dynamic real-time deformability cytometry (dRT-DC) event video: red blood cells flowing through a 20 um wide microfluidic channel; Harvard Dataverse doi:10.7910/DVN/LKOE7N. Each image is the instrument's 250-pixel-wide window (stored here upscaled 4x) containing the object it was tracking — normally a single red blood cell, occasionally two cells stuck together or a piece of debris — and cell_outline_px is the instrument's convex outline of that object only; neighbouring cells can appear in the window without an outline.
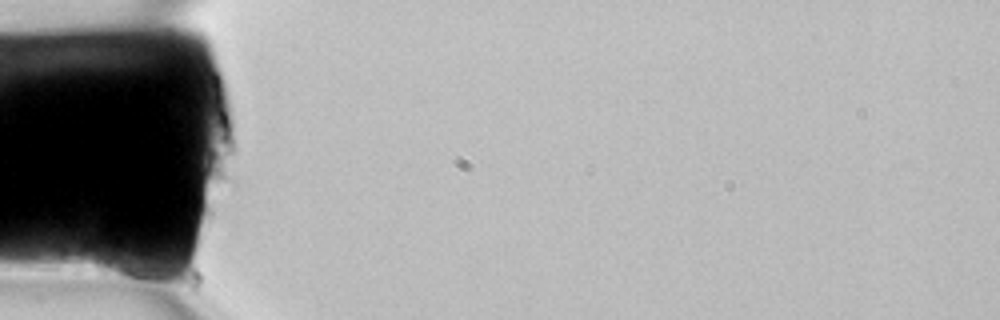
{"species": "common noctule bat (a hibernating species)", "species_latin": "Nyctalus noctula", "temperature_condition": "room temperature", "stored_images_in_passage": 2, "camera_frame_rate_fps": 3000, "um_per_image_px": 0.085, "animal": {"sex": "female", "body_mass_g": 22.7, "forearm_length_mm": 54.2}, "frame": {"image": 1, "passage_image": 1, "time_ms": 0.0, "image_size_px": [1000, 320], "cell_outline_px": [[160, 276], [136, 280], [100, 272], [92, 264], [92, 260], [96, 244], [140, 256]], "centroid_in_image_um": [10.33, 22.43], "position_along_channel_um": 74.7, "area_um2": 10.29}}